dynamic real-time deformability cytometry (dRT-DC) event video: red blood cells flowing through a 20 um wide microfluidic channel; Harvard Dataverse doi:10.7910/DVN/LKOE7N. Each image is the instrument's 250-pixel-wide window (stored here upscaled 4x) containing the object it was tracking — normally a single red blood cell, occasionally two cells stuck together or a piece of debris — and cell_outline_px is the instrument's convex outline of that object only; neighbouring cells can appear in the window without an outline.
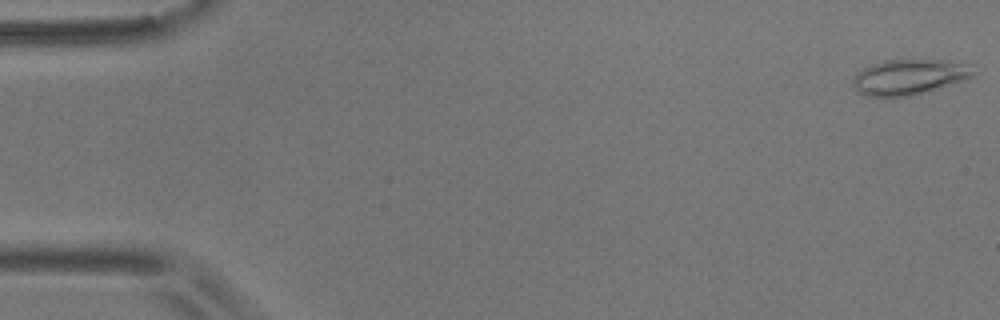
{"species": "common noctule bat (a hibernating species)", "species_latin": "Nyctalus noctula", "temperature_condition": "room temperature", "stored_images_in_passage": 36, "camera_frame_rate_fps": 3000, "um_per_image_px": 0.085, "animal": {"sex": "male", "body_mass_g": 17.9}, "frame": {"image": 1, "passage_image": 1, "time_ms": 0.0, "image_size_px": [1000, 320], "cell_outline_px": [[976, 72], [968, 80], [912, 96], [868, 96], [860, 92], [852, 84], [852, 80], [856, 72], [872, 64], [884, 60], [940, 60], [968, 64]], "centroid_in_image_um": [77.31, 6.54], "position_along_channel_um": 7.7, "area_um2": 24.85}}
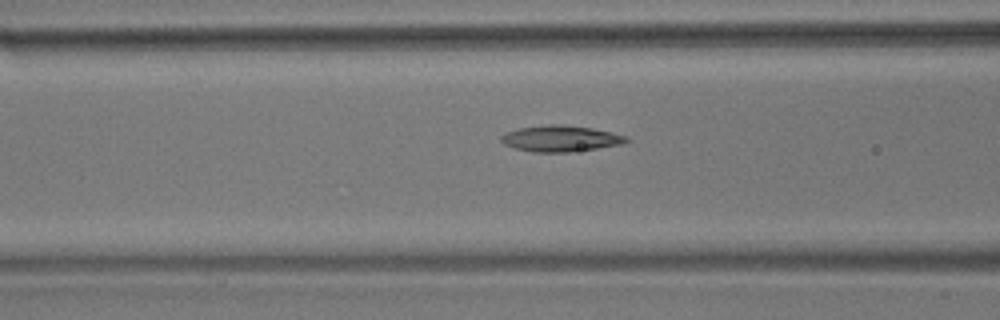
{"frame": {"image": 2, "passage_image": 22, "time_ms": 7.0, "image_size_px": [1000, 320], "cell_outline_px": [[632, 140], [620, 144], [572, 152], [532, 152], [516, 148], [504, 144], [500, 140], [500, 136], [508, 132], [520, 128], [548, 124], [564, 124], [592, 128], [628, 136]], "centroid_in_image_um": [47.67, 11.77], "position_along_channel_um": 118.9, "area_um2": 19.02}}
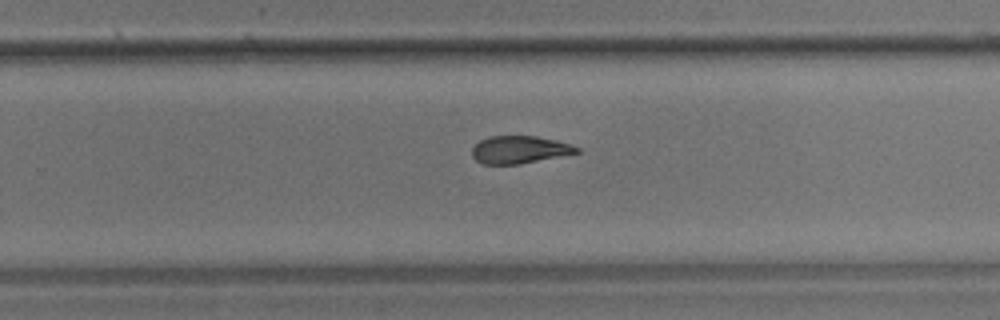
{"frame": {"image": 3, "passage_image": 36, "time_ms": 11.667, "image_size_px": [1000, 320], "cell_outline_px": [[580, 152], [520, 164], [480, 164], [472, 156], [472, 148], [480, 140], [488, 136], [536, 136], [556, 140], [572, 144], [580, 148]], "centroid_in_image_um": [44.15, 12.72], "position_along_channel_um": 285.6, "area_um2": 16.88}}